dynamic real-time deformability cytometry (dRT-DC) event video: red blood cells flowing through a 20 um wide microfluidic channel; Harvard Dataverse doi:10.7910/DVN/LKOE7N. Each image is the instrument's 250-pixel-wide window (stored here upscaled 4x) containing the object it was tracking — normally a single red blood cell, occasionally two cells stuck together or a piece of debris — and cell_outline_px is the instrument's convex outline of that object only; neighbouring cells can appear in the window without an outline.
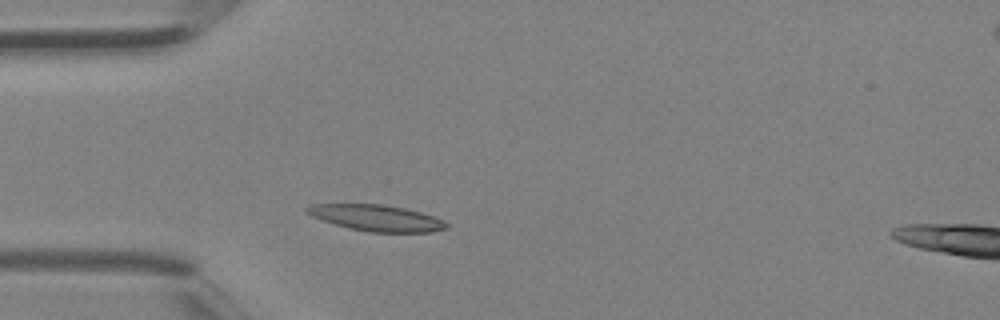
{"species": "Egyptian fruit bat (a non-hibernating species)", "species_latin": "Rousettus aegyptiacus", "temperature_condition": "room temperature", "stored_images_in_passage": 2, "camera_frame_rate_fps": 3000, "um_per_image_px": 0.085, "animal": {"sex": "female"}, "frame": {"image": 1, "passage_image": 1, "time_ms": 0.0, "image_size_px": [1000, 320], "cell_outline_px": [[448, 228], [432, 232], [368, 232], [348, 228], [312, 216], [304, 212], [304, 208], [308, 204], [380, 204], [404, 208], [420, 212], [444, 220], [448, 224]], "centroid_in_image_um": [31.99, 18.52], "position_along_channel_um": 53.0, "area_um2": 21.27}}